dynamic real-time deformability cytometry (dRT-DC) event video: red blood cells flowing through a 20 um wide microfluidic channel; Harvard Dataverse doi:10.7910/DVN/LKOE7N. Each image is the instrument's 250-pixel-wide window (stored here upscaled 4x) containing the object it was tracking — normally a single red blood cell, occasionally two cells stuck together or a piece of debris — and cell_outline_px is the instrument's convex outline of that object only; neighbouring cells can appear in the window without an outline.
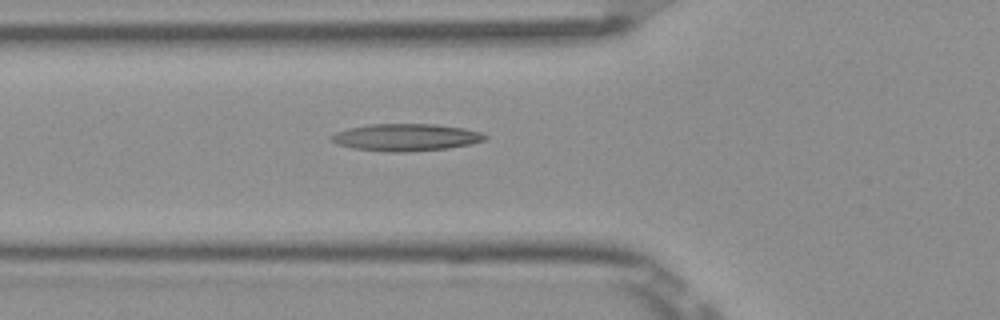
{"species": "Egyptian fruit bat (a non-hibernating species)", "species_latin": "Rousettus aegyptiacus", "temperature_condition": "room temperature", "stored_images_in_passage": 4, "camera_frame_rate_fps": 3000, "um_per_image_px": 0.085, "frame": {"image": 1, "passage_image": 4, "time_ms": 1.0, "image_size_px": [1000, 320], "cell_outline_px": [[488, 136], [484, 140], [472, 144], [448, 148], [404, 152], [388, 152], [352, 148], [336, 144], [328, 140], [328, 136], [336, 132], [348, 128], [372, 124], [436, 124], [464, 128], [480, 132]], "centroid_in_image_um": [34.46, 11.67], "position_along_channel_um": 91.3, "area_um2": 24.51}}